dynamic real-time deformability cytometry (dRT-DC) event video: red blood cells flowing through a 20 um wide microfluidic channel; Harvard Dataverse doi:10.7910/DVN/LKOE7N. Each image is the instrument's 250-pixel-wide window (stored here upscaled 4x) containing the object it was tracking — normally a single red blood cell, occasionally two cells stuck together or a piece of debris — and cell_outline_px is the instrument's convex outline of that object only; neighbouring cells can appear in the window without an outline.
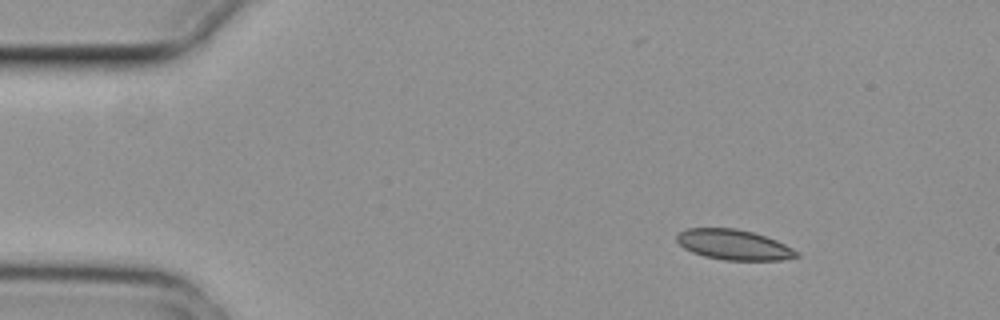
{"species": "common noctule bat (a hibernating species)", "species_latin": "Nyctalus noctula", "temperature_condition": "cold", "stored_images_in_passage": 2, "camera_frame_rate_fps": 3000, "um_per_image_px": 0.085, "animal": {"sex": "female", "body_mass_g": 29.2, "forearm_length_mm": 56.3}, "frame": {"image": 1, "passage_image": 1, "time_ms": 0.0, "image_size_px": [1000, 320], "cell_outline_px": [[800, 256], [784, 260], [724, 260], [704, 256], [692, 252], [684, 248], [676, 240], [676, 236], [680, 232], [688, 228], [736, 228], [752, 232], [776, 240], [800, 252]], "centroid_in_image_um": [62.39, 20.81], "position_along_channel_um": 22.6, "area_um2": 21.1}}